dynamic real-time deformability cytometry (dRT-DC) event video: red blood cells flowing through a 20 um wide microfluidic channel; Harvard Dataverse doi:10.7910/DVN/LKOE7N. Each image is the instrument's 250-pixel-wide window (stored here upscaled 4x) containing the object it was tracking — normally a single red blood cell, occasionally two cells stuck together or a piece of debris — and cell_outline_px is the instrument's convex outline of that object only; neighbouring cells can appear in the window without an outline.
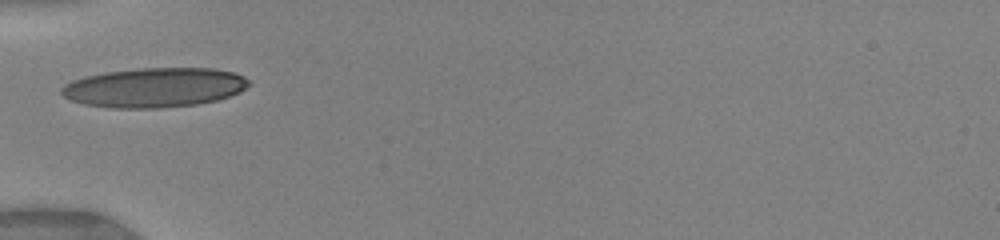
{"species": "human", "species_latin": "Homo sapiens", "temperature_condition": "warm", "stored_images_in_passage": 2, "camera_frame_rate_fps": 3000, "um_per_image_px": 0.085, "donor": {"sex": "female"}, "frame": {"image": 1, "passage_image": 1, "time_ms": 0.0, "image_size_px": [1000, 240], "cell_outline_px": [[252, 84], [240, 92], [216, 100], [196, 104], [160, 108], [112, 108], [84, 104], [72, 100], [64, 96], [60, 92], [60, 88], [64, 84], [72, 80], [84, 76], [108, 72], [144, 68], [212, 68], [232, 72], [244, 76]], "centroid_in_image_um": [13.12, 7.44], "position_along_channel_um": 71.9, "area_um2": 43.12}}